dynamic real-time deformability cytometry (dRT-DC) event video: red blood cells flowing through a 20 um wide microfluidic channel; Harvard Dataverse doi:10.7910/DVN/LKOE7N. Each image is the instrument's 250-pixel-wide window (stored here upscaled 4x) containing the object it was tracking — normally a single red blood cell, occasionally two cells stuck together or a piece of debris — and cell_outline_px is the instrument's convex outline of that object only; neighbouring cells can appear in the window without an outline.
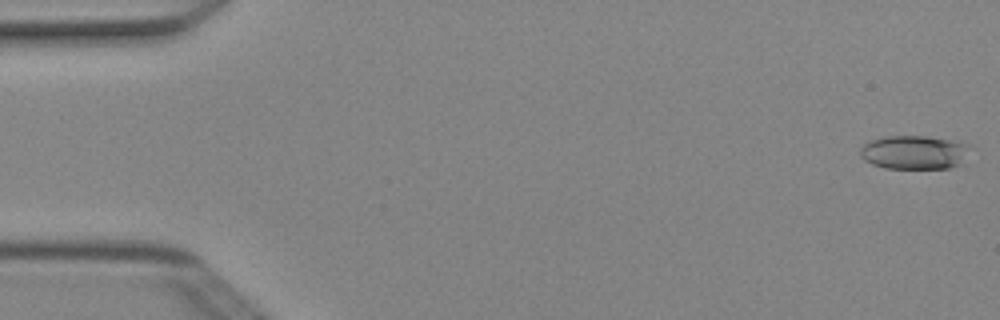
{"species": "Egyptian fruit bat (a non-hibernating species)", "species_latin": "Rousettus aegyptiacus", "temperature_condition": "cold", "stored_images_in_passage": 3, "camera_frame_rate_fps": 3000, "um_per_image_px": 0.085, "animal": {"sex": "female"}, "frame": {"image": 1, "passage_image": 1, "time_ms": 0.0, "image_size_px": [1000, 320], "cell_outline_px": [[972, 144], [960, 164], [948, 168], [884, 168], [872, 164], [864, 160], [860, 156], [860, 148], [868, 140], [888, 136], [924, 136], [960, 140]], "centroid_in_image_um": [77.72, 12.93], "position_along_channel_um": 7.3, "area_um2": 21.91}}